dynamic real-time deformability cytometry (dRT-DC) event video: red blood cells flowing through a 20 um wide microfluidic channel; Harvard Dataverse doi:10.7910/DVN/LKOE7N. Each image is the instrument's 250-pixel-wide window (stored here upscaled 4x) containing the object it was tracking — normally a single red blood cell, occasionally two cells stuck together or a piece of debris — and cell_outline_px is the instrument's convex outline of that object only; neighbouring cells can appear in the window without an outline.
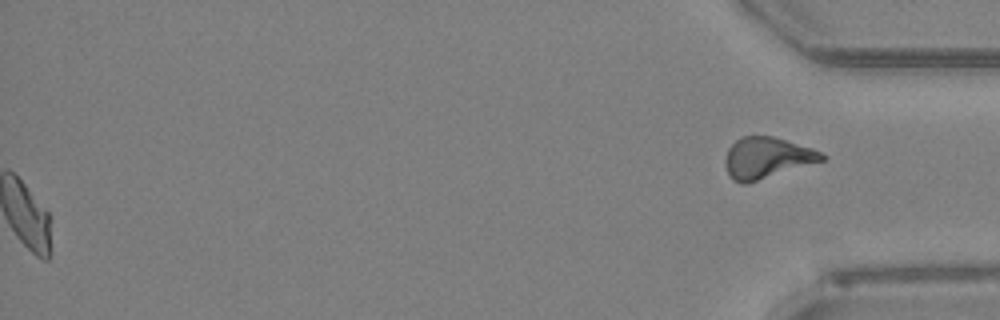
{"species": "Egyptian fruit bat (a non-hibernating species)", "species_latin": "Rousettus aegyptiacus", "temperature_condition": "room temperature", "stored_images_in_passage": 51, "segment_of_instrument_passage": [2, 2], "camera_frame_rate_fps": 3000, "um_per_image_px": 0.085, "animal": {"sex": "female"}, "frame": {"image": 1, "passage_image": 51, "time_ms": 16.667, "image_size_px": [1000, 320], "cell_outline_px": [[828, 156], [824, 160], [744, 184], [740, 184], [732, 180], [728, 172], [724, 160], [728, 148], [740, 136], [772, 136], [812, 148]], "centroid_in_image_um": [65.15, 13.41], "position_along_channel_um": 370.0, "area_um2": 22.89}}